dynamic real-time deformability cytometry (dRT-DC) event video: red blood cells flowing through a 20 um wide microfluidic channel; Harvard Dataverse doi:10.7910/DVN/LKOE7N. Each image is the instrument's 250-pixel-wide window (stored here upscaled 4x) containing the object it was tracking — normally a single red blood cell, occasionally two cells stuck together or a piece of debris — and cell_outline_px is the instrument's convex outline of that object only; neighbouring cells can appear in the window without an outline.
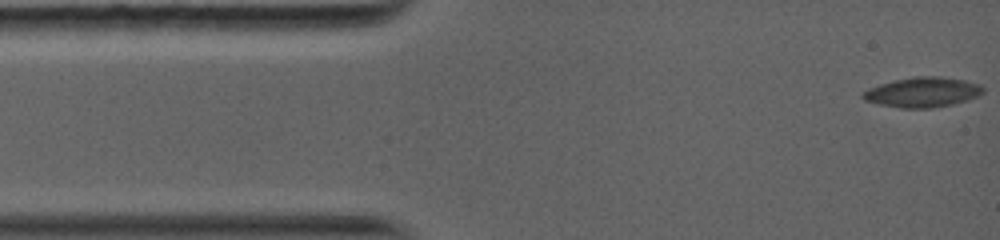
{"species": "common noctule bat (a hibernating species)", "species_latin": "Nyctalus noctula", "temperature_condition": "warm", "stored_images_in_passage": 43, "camera_frame_rate_fps": 5000, "um_per_image_px": 0.085, "animal": {"sex": "female", "body_mass_g": 19.0, "forearm_length_mm": 56.7}, "frame": {"image": 1, "passage_image": 1, "time_ms": 0.0, "image_size_px": [1000, 240], "cell_outline_px": [[984, 92], [976, 96], [952, 104], [932, 108], [900, 108], [880, 104], [864, 100], [860, 96], [868, 88], [880, 84], [912, 76], [940, 76], [964, 80], [980, 84], [984, 88]], "centroid_in_image_um": [78.4, 7.83], "position_along_channel_um": 6.6, "area_um2": 20.87}}
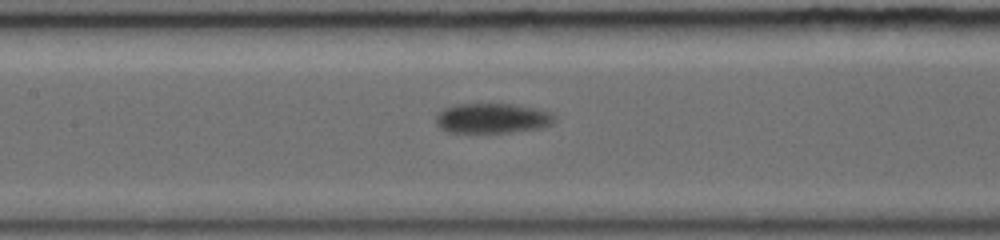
{"frame": {"image": 2, "passage_image": 19, "time_ms": 6.0, "image_size_px": [1000, 240], "cell_outline_px": [[556, 120], [552, 124], [540, 128], [512, 132], [448, 132], [440, 128], [436, 124], [436, 112], [444, 108], [456, 104], [512, 104], [536, 108], [552, 112], [556, 116]], "centroid_in_image_um": [41.86, 10.05], "position_along_channel_um": 165.5, "area_um2": 20.92}}
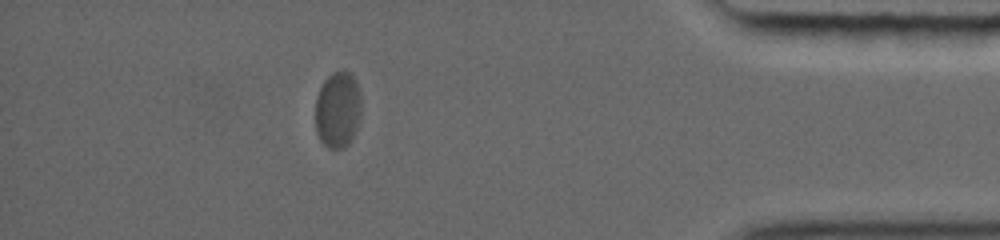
{"frame": {"image": 3, "passage_image": 37, "time_ms": 13.2, "image_size_px": [1000, 240], "cell_outline_px": [[360, 116], [356, 132], [348, 144], [344, 148], [328, 148], [320, 140], [316, 132], [316, 96], [324, 80], [332, 72], [344, 68], [356, 80], [360, 92]], "centroid_in_image_um": [28.72, 9.3], "position_along_channel_um": 406.5, "area_um2": 20.69}, "authors_computed_cell_mechanics": {"area_um2": 20.6924, "velocity_mm_per_s": 3.9544, "shape_relaxation_time_tau1_ms": 3.1899, "shape_relaxation_time_tau2_ms": null, "deformation_change_tau1": 0.1097, "deformation_change_tau2": null}}